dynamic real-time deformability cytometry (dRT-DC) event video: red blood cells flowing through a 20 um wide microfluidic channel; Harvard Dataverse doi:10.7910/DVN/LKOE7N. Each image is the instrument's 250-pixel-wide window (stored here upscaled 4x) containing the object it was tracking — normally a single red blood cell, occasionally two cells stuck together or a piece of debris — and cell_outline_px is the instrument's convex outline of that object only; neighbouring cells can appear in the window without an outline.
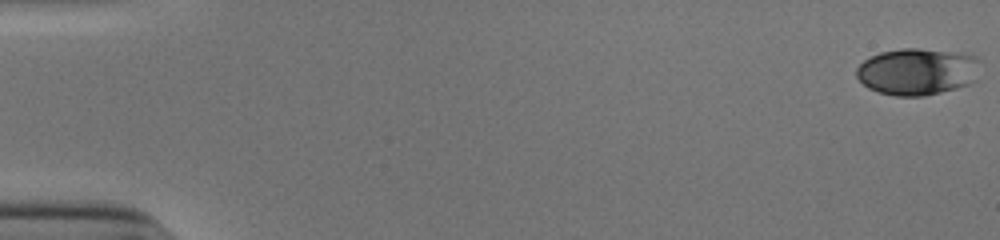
{"species": "human", "species_latin": "Homo sapiens", "temperature_condition": "cold", "stored_images_in_passage": 53, "camera_frame_rate_fps": 3000, "um_per_image_px": 0.085, "donor": {"sex": "male"}, "frame": {"image": 1, "passage_image": 1, "time_ms": 0.0, "image_size_px": [1000, 240], "cell_outline_px": [[980, 60], [976, 80], [968, 84], [956, 88], [924, 96], [896, 96], [880, 92], [868, 88], [856, 76], [856, 68], [864, 60], [880, 52], [900, 48], [920, 48], [972, 52]], "centroid_in_image_um": [78.03, 6.05], "position_along_channel_um": 7.0, "area_um2": 34.33}}
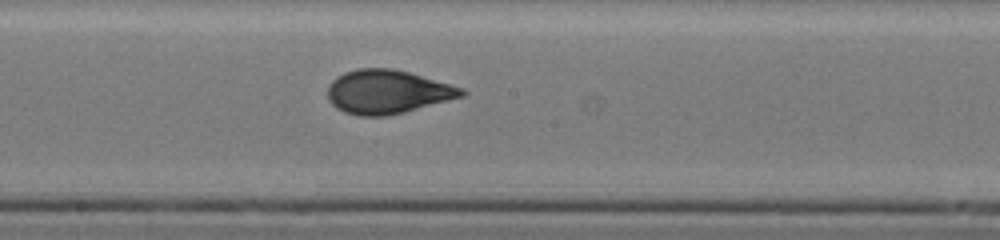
{"frame": {"image": 2, "passage_image": 30, "time_ms": 9.667, "image_size_px": [1000, 240], "cell_outline_px": [[468, 92], [464, 96], [404, 112], [388, 116], [356, 116], [344, 112], [336, 108], [328, 100], [328, 84], [336, 76], [344, 72], [356, 68], [392, 68], [408, 72], [464, 88]], "centroid_in_image_um": [32.9, 7.81], "position_along_channel_um": 215.3, "area_um2": 34.33}}
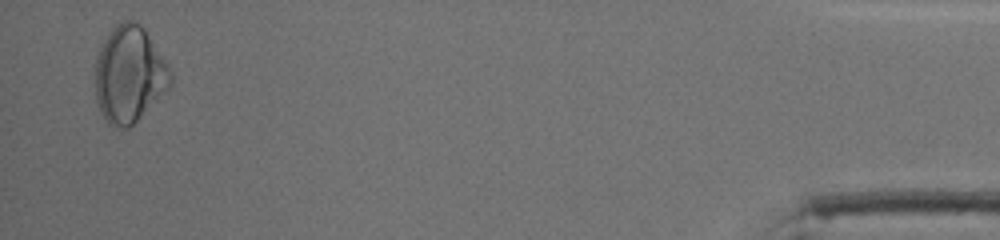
{"frame": {"image": 3, "passage_image": 52, "time_ms": 17.0, "image_size_px": [1000, 240], "cell_outline_px": [[172, 84], [128, 128], [112, 128], [108, 124], [100, 112], [96, 104], [96, 56], [100, 44], [104, 36], [116, 24], [124, 20], [136, 20], [144, 28], [168, 64], [172, 72]], "centroid_in_image_um": [10.96, 6.3], "position_along_channel_um": 424.2, "area_um2": 42.54}, "authors_computed_cell_mechanics": {"area_um2": 33.5818, "velocity_mm_per_s": 3.9257, "shape_relaxation_time_tau1_ms": 3.7485, "shape_relaxation_time_tau2_ms": 1.2111, "deformation_change_tau1": 0.1111, "deformation_change_tau2": 0.0305}}